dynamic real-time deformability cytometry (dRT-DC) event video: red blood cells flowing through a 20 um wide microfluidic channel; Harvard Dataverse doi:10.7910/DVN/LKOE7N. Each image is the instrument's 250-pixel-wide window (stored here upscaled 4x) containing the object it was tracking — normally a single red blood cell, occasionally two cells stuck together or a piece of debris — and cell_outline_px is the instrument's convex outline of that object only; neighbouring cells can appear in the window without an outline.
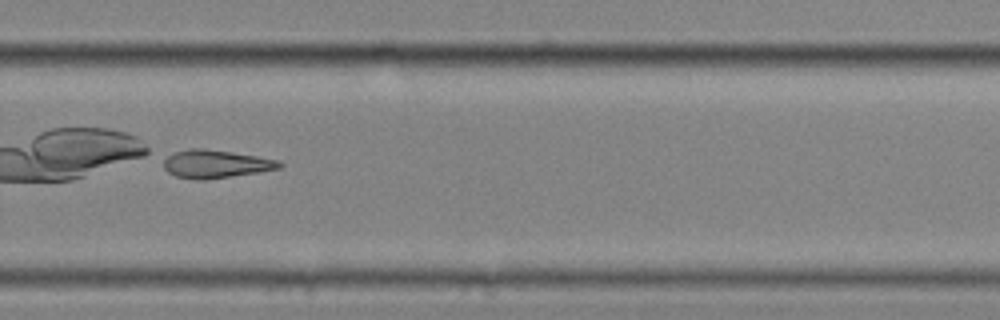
{"species": "common noctule bat (a hibernating species)", "species_latin": "Nyctalus noctula", "temperature_condition": "cold", "stored_images_in_passage": 57, "camera_frame_rate_fps": 3000, "um_per_image_px": 0.085, "animal": {"sex": "female", "body_mass_g": 25.1}, "frame": {"image": 1, "passage_image": 41, "time_ms": 13.333, "image_size_px": [1000, 320], "cell_outline_px": [[284, 164], [280, 168], [256, 172], [204, 180], [196, 180], [176, 176], [168, 172], [164, 168], [164, 156], [172, 152], [188, 148], [204, 148], [232, 152], [280, 160]], "centroid_in_image_um": [18.29, 13.92], "position_along_channel_um": 311.5, "area_um2": 19.02}}